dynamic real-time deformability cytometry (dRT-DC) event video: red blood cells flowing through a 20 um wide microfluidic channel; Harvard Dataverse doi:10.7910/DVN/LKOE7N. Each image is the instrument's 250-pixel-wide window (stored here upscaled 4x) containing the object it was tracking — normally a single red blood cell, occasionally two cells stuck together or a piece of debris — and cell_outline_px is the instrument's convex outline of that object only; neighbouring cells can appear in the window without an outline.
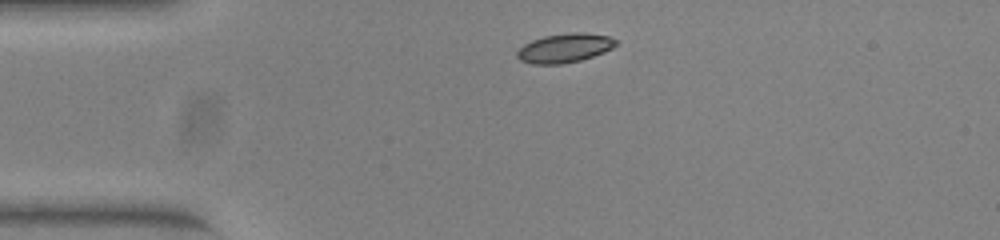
{"species": "common noctule bat (a hibernating species)", "species_latin": "Nyctalus noctula", "temperature_condition": "warm", "stored_images_in_passage": 42, "camera_frame_rate_fps": 3000, "um_per_image_px": 0.085, "animal": {"sex": "female", "body_mass_g": 23.0, "forearm_length_mm": 53.4}, "frame": {"image": 1, "passage_image": 1, "time_ms": 0.0, "image_size_px": [1000, 240], "cell_outline_px": [[616, 44], [612, 48], [604, 52], [580, 60], [560, 64], [532, 64], [520, 60], [516, 56], [516, 52], [524, 44], [532, 40], [544, 36], [572, 32], [580, 32], [608, 36], [616, 40]], "centroid_in_image_um": [47.96, 4.08], "position_along_channel_um": 37.0, "area_um2": 16.59}}
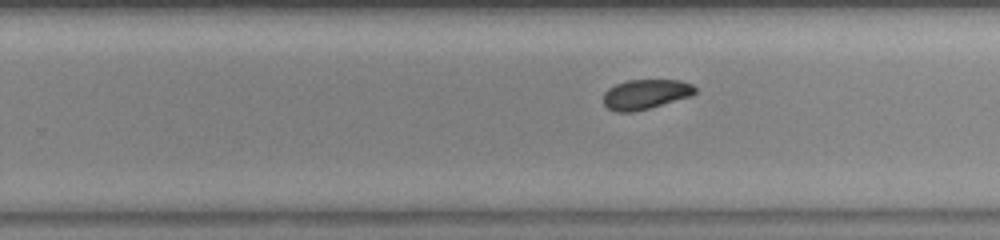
{"frame": {"image": 2, "passage_image": 22, "time_ms": 7.0, "image_size_px": [1000, 240], "cell_outline_px": [[696, 92], [692, 96], [648, 108], [632, 112], [616, 112], [608, 108], [604, 104], [604, 92], [608, 88], [616, 84], [628, 80], [680, 80], [692, 84], [696, 88]], "centroid_in_image_um": [54.88, 8.0], "position_along_channel_um": 274.9, "area_um2": 15.9}}
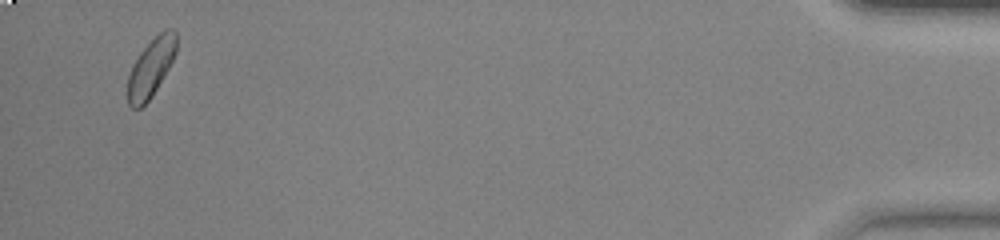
{"frame": {"image": 3, "passage_image": 40, "time_ms": 13.0, "image_size_px": [1000, 240], "cell_outline_px": [[176, 52], [168, 68], [156, 88], [148, 100], [140, 108], [132, 108], [128, 104], [128, 76], [132, 64], [140, 52], [164, 28], [172, 28], [176, 32]], "centroid_in_image_um": [12.82, 5.73], "position_along_channel_um": 422.4, "area_um2": 16.18}, "authors_computed_cell_mechanics": {"area_um2": 16.4441, "velocity_mm_per_s": 3.8911, "shape_relaxation_time_tau1_ms": 3.1091, "shape_relaxation_time_tau2_ms": 1.722, "deformation_change_tau1": 0.107, "deformation_change_tau2": 0.0556}}